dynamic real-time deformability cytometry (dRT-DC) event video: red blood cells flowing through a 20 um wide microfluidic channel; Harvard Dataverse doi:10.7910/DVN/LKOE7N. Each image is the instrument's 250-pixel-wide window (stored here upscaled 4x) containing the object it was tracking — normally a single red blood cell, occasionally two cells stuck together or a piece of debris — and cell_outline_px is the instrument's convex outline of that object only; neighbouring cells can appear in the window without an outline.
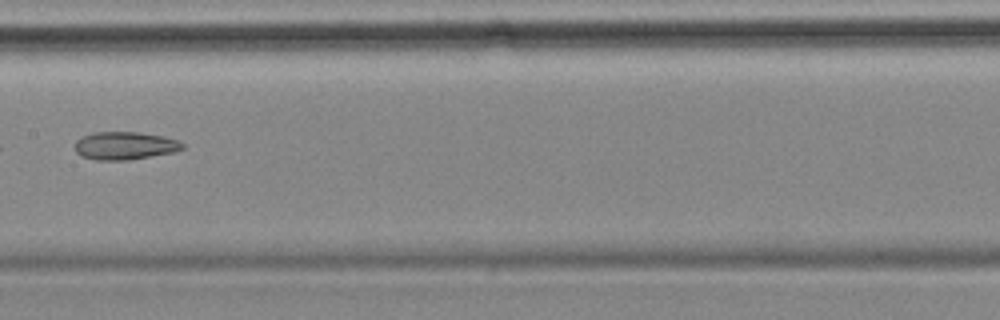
{"species": "common noctule bat (a hibernating species)", "species_latin": "Nyctalus noctula", "temperature_condition": "cold", "stored_images_in_passage": 9, "camera_frame_rate_fps": 3000, "um_per_image_px": 0.085, "animal": {"sex": "female", "body_mass_g": 18.4}, "frame": {"image": 1, "passage_image": 7, "time_ms": 7.333, "image_size_px": [1000, 320], "cell_outline_px": [[184, 148], [172, 152], [152, 156], [128, 160], [96, 160], [80, 156], [76, 152], [76, 140], [80, 136], [96, 132], [140, 132], [164, 136], [180, 140], [184, 144]], "centroid_in_image_um": [10.61, 12.38], "position_along_channel_um": 196.8, "area_um2": 17.63}}
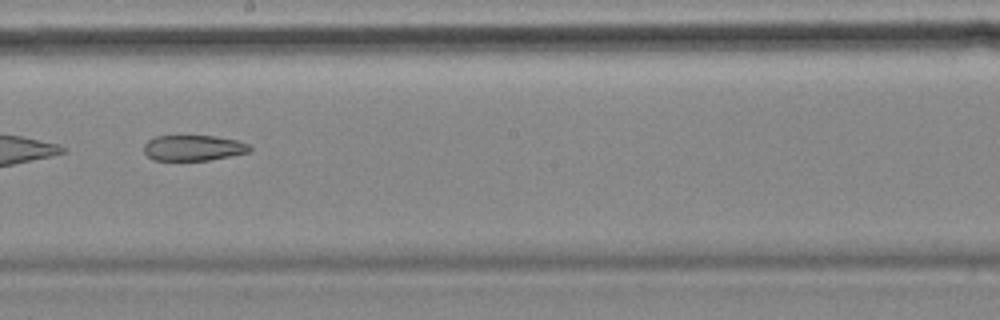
{"frame": {"image": 2, "passage_image": 8, "time_ms": 8.333, "image_size_px": [1000, 320], "cell_outline_px": [[252, 152], [208, 160], [152, 160], [144, 152], [144, 144], [148, 140], [156, 136], [216, 136], [236, 140], [248, 144], [252, 148]], "centroid_in_image_um": [16.45, 12.57], "position_along_channel_um": 231.8, "area_um2": 15.84}}